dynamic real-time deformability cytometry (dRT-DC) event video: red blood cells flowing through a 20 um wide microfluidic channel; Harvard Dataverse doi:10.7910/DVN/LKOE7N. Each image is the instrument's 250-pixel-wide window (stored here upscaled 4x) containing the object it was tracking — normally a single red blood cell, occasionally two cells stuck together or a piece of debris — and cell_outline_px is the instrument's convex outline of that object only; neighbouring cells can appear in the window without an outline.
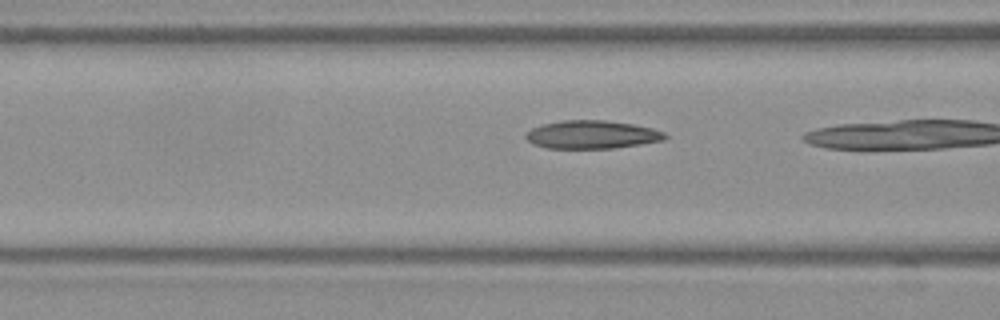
{"species": "Egyptian fruit bat (a non-hibernating species)", "species_latin": "Rousettus aegyptiacus", "temperature_condition": "warm", "stored_images_in_passage": 9, "camera_frame_rate_fps": 3000, "um_per_image_px": 0.085, "frame": {"image": 1, "passage_image": 8, "time_ms": 2.333, "image_size_px": [1000, 320], "cell_outline_px": [[668, 136], [664, 140], [616, 148], [548, 148], [532, 144], [524, 136], [532, 128], [544, 124], [564, 120], [604, 120], [632, 124], [652, 128], [664, 132]], "centroid_in_image_um": [50.32, 11.44], "position_along_channel_um": 116.3, "area_um2": 22.72}}